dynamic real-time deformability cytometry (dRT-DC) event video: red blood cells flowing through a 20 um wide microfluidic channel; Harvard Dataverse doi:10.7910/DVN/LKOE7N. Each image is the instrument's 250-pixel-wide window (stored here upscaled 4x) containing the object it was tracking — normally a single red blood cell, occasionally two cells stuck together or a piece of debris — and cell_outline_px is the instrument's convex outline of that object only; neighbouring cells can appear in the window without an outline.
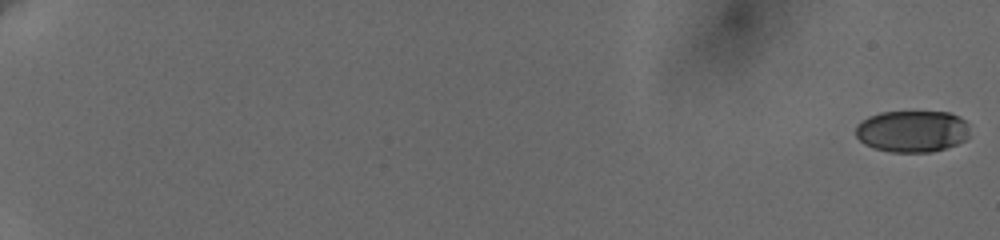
{"species": "human", "species_latin": "Homo sapiens", "temperature_condition": "cold", "stored_images_in_passage": 55, "camera_frame_rate_fps": 3000, "um_per_image_px": 0.085, "donor": {"sex": "female"}, "frame": {"image": 1, "passage_image": 1, "time_ms": 0.0, "image_size_px": [1000, 240], "cell_outline_px": [[968, 136], [964, 140], [956, 144], [932, 152], [888, 152], [872, 148], [864, 144], [856, 136], [856, 124], [868, 116], [880, 112], [948, 112], [960, 116], [968, 124]], "centroid_in_image_um": [77.51, 11.16], "position_along_channel_um": 7.5, "area_um2": 27.92}}
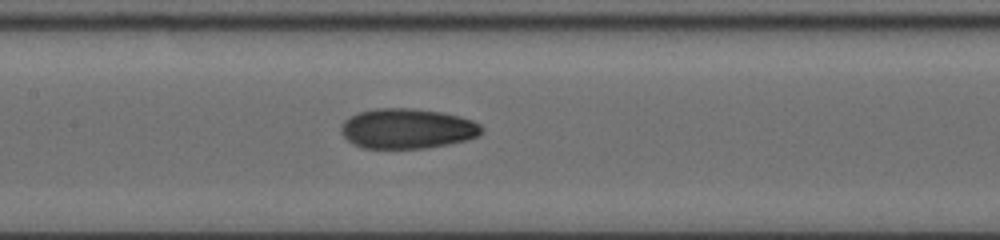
{"frame": {"image": 2, "passage_image": 30, "time_ms": 11.0, "image_size_px": [1000, 240], "cell_outline_px": [[484, 132], [480, 136], [468, 140], [428, 148], [364, 148], [352, 144], [340, 132], [340, 124], [344, 120], [360, 112], [376, 108], [412, 108], [440, 112], [460, 116], [472, 120], [480, 124], [484, 128]], "centroid_in_image_um": [34.65, 10.93], "position_along_channel_um": 172.8, "area_um2": 33.12}}
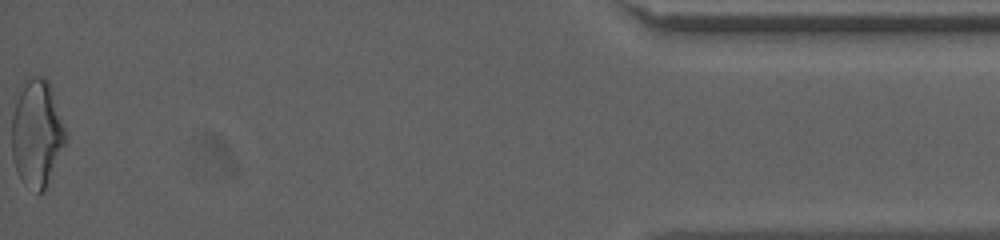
{"frame": {"image": 3, "passage_image": 55, "time_ms": 20.0, "image_size_px": [1000, 240], "cell_outline_px": [[68, 144], [44, 192], [36, 192], [24, 184], [16, 172], [12, 156], [12, 116], [16, 100], [24, 76], [44, 76], [48, 80], [52, 88], [68, 136]], "centroid_in_image_um": [3.17, 11.33], "position_along_channel_um": 432.0, "area_um2": 34.74}, "authors_computed_cell_mechanics": {"area_um2": 31.3276, "velocity_mm_per_s": 3.6609, "shape_relaxation_time_tau1_ms": 7.1611, "shape_relaxation_time_tau2_ms": 1.7018, "deformation_change_tau1": 0.1724, "deformation_change_tau2": 0.0641}}